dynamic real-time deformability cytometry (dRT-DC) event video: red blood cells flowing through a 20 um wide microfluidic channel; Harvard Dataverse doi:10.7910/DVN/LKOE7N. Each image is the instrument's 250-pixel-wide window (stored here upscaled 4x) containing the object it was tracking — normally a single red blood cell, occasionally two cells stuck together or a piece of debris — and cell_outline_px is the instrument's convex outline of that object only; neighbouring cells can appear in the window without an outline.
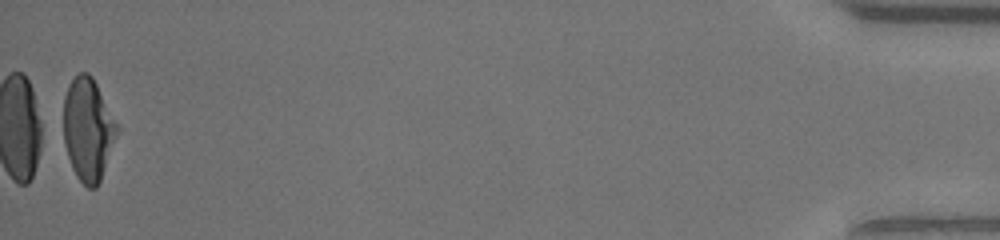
{"species": "human", "species_latin": "Homo sapiens", "temperature_condition": "warm", "stored_images_in_passage": 34, "camera_frame_rate_fps": 3000, "um_per_image_px": 0.085, "donor": {"sex": "male"}, "frame": {"image": 1, "passage_image": 34, "time_ms": 11.0, "image_size_px": [1000, 240], "cell_outline_px": [[120, 128], [100, 180], [96, 188], [88, 188], [76, 176], [72, 168], [64, 144], [64, 96], [68, 84], [76, 72], [88, 72], [92, 76]], "centroid_in_image_um": [7.48, 10.96], "position_along_channel_um": 427.7, "area_um2": 32.08}, "authors_computed_cell_mechanics": {"area_um2": 34.1598, "velocity_mm_per_s": 4.3978, "shape_relaxation_time_tau1_ms": 5.1248, "shape_relaxation_time_tau2_ms": null, "deformation_change_tau1": 0.2656, "deformation_change_tau2": null}}